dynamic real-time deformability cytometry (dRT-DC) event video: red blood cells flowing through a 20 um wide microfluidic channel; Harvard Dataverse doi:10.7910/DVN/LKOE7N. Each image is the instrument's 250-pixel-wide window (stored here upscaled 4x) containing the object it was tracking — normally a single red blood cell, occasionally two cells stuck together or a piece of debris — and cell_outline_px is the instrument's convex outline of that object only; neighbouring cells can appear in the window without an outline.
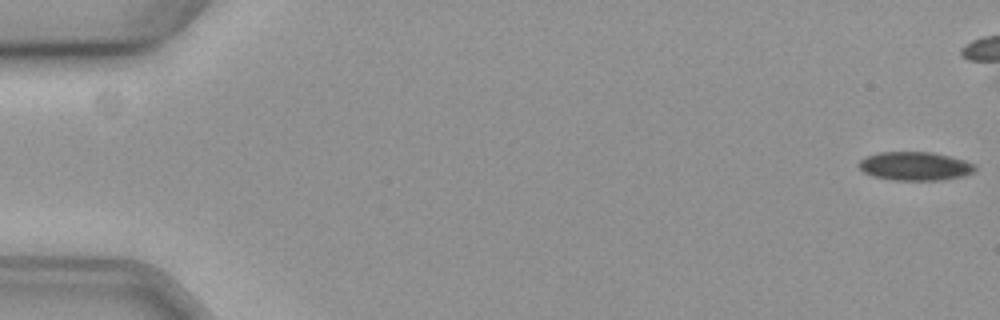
{"species": "common noctule bat (a hibernating species)", "species_latin": "Nyctalus noctula", "temperature_condition": "cold", "stored_images_in_passage": 18, "camera_frame_rate_fps": 3000, "um_per_image_px": 0.085, "animal": {"sex": "female", "body_mass_g": 19.3, "forearm_length_mm": 54.1}, "frame": {"image": 1, "passage_image": 1, "time_ms": 0.0, "image_size_px": [1000, 320], "cell_outline_px": [[976, 168], [972, 172], [964, 176], [940, 180], [892, 180], [872, 176], [864, 172], [856, 164], [860, 160], [868, 156], [880, 152], [932, 152], [964, 160], [972, 164]], "centroid_in_image_um": [77.74, 14.13], "position_along_channel_um": 7.3, "area_um2": 19.25}}